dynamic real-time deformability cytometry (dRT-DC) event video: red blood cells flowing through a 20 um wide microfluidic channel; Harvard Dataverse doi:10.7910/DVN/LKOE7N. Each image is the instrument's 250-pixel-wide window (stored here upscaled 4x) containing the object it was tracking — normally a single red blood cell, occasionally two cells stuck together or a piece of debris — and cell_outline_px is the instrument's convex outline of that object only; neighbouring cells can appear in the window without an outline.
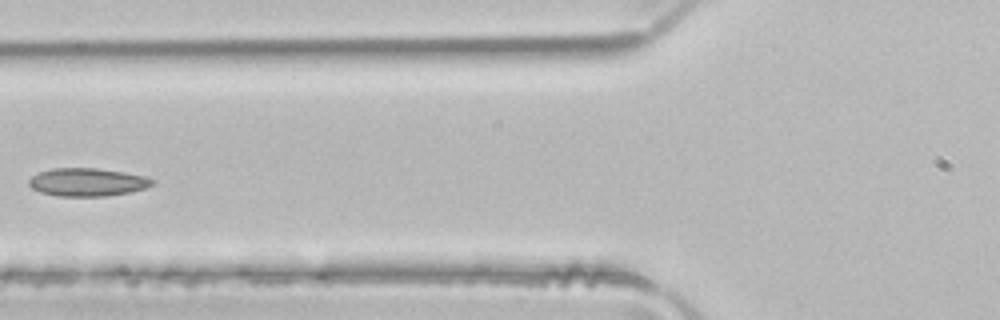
{"species": "common noctule bat (a hibernating species)", "species_latin": "Nyctalus noctula", "temperature_condition": "room temperature", "stored_images_in_passage": 5, "camera_frame_rate_fps": 3000, "um_per_image_px": 0.085, "animal": {"sex": "male", "body_mass_g": 21.5, "forearm_length_mm": 52.0}, "frame": {"image": 1, "passage_image": 5, "time_ms": 1.333, "image_size_px": [1000, 320], "cell_outline_px": [[156, 180], [152, 184], [144, 188], [128, 192], [104, 196], [56, 196], [40, 192], [32, 188], [28, 184], [28, 180], [32, 176], [40, 172], [52, 168], [96, 168], [124, 172], [144, 176]], "centroid_in_image_um": [7.39, 15.48], "position_along_channel_um": 118.4, "area_um2": 20.06}}